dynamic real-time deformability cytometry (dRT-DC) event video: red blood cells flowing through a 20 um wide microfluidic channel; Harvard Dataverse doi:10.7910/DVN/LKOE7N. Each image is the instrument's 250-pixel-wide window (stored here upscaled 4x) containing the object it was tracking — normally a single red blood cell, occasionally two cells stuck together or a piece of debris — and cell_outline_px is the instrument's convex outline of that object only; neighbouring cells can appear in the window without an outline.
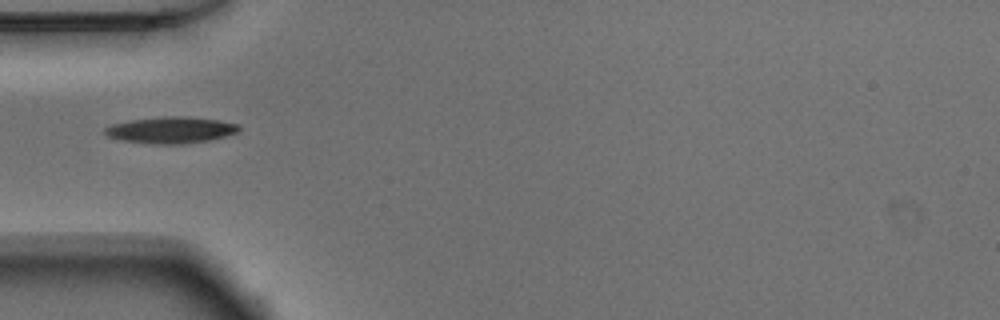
{"species": "Egyptian fruit bat (a non-hibernating species)", "species_latin": "Rousettus aegyptiacus", "temperature_condition": "warm", "stored_images_in_passage": 13, "camera_frame_rate_fps": 3000, "um_per_image_px": 0.085, "animal": {"sex": "male"}, "frame": {"image": 1, "passage_image": 1, "time_ms": 0.0, "image_size_px": [1000, 320], "cell_outline_px": [[240, 128], [236, 132], [224, 136], [208, 140], [184, 144], [152, 144], [120, 140], [108, 136], [104, 132], [104, 128], [112, 124], [132, 120], [164, 116], [184, 116], [220, 120], [236, 124]], "centroid_in_image_um": [14.49, 11.05], "position_along_channel_um": 70.5, "area_um2": 20.52}}
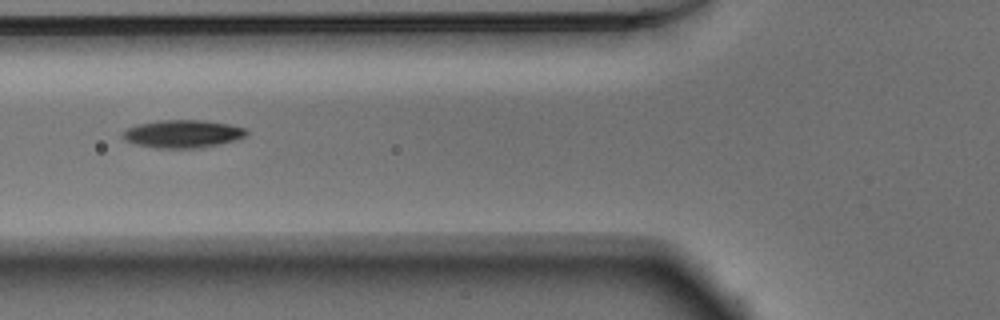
{"frame": {"image": 2, "passage_image": 4, "time_ms": 1.0, "image_size_px": [1000, 320], "cell_outline_px": [[248, 132], [244, 136], [236, 140], [200, 148], [156, 148], [136, 144], [124, 140], [120, 136], [128, 128], [140, 124], [160, 120], [204, 120], [228, 124], [248, 128]], "centroid_in_image_um": [15.55, 11.38], "position_along_channel_um": 110.3, "area_um2": 20.06}}